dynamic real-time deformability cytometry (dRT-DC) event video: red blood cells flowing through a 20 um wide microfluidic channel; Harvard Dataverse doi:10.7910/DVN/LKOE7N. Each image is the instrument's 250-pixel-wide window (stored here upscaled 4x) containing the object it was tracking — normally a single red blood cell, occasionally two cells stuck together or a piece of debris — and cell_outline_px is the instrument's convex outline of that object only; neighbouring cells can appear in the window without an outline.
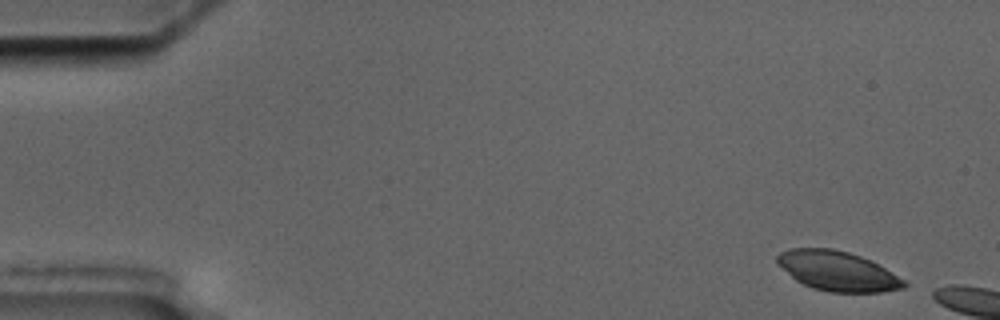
{"species": "common noctule bat (a hibernating species)", "species_latin": "Nyctalus noctula", "temperature_condition": "cold", "stored_images_in_passage": 3, "camera_frame_rate_fps": 3000, "um_per_image_px": 0.085, "animal": {"sex": "male", "body_mass_g": 17.5, "forearm_length_mm": 52.3}, "frame": {"image": 1, "passage_image": 1, "time_ms": 0.0, "image_size_px": [1000, 320], "cell_outline_px": [[908, 284], [904, 288], [884, 292], [828, 292], [812, 288], [796, 280], [776, 260], [776, 256], [780, 252], [788, 248], [832, 248], [848, 252], [860, 256], [884, 268], [904, 280]], "centroid_in_image_um": [71.19, 23.04], "position_along_channel_um": 13.8, "area_um2": 28.96}}